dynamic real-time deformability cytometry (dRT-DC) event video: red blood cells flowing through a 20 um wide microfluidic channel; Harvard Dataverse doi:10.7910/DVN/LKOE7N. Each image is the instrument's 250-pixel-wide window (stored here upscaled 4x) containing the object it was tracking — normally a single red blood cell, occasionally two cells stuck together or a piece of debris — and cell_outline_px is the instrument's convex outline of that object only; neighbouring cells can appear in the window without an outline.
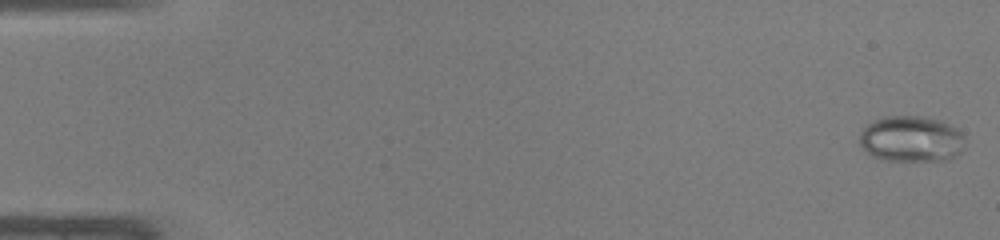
{"species": "common noctule bat (a hibernating species)", "species_latin": "Nyctalus noctula", "temperature_condition": "warm", "stored_images_in_passage": 48, "camera_frame_rate_fps": 3000, "um_per_image_px": 0.085, "animal": {"sex": "male", "body_mass_g": 19.0, "forearm_length_mm": 50.8}, "frame": {"image": 1, "passage_image": 1, "time_ms": 0.0, "image_size_px": [1000, 240], "cell_outline_px": [[964, 144], [960, 152], [944, 160], [888, 160], [876, 156], [868, 152], [860, 144], [860, 132], [868, 124], [884, 116], [920, 116], [940, 120], [956, 128], [964, 136]], "centroid_in_image_um": [77.47, 11.79], "position_along_channel_um": 7.5, "area_um2": 27.74}}
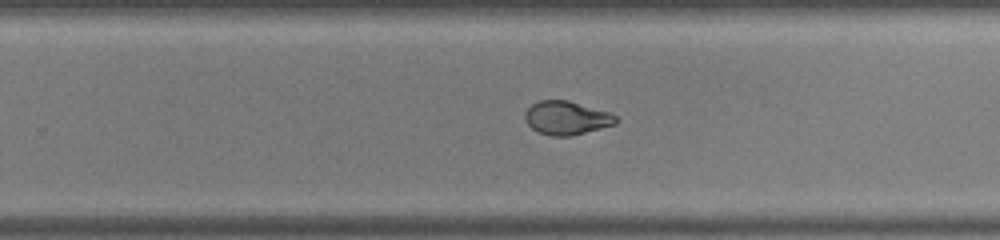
{"frame": {"image": 2, "passage_image": 31, "time_ms": 10.0, "image_size_px": [1000, 240], "cell_outline_px": [[616, 124], [572, 136], [552, 136], [536, 132], [524, 120], [524, 112], [532, 104], [540, 100], [568, 100], [612, 112], [616, 116]], "centroid_in_image_um": [48.15, 10.02], "position_along_channel_um": 281.6, "area_um2": 18.03}}
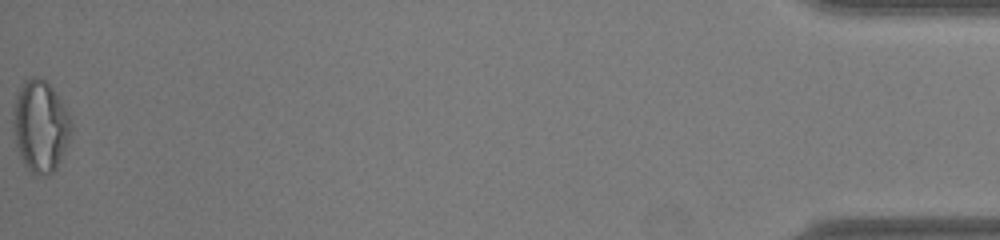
{"frame": {"image": 3, "passage_image": 48, "time_ms": 15.667, "image_size_px": [1000, 240], "cell_outline_px": [[72, 128], [68, 140], [56, 168], [52, 172], [36, 176], [28, 168], [20, 156], [16, 144], [12, 120], [16, 96], [24, 80], [32, 76], [36, 76], [44, 80], [52, 88], [60, 100], [72, 124]], "centroid_in_image_um": [3.41, 10.71], "position_along_channel_um": 431.8, "area_um2": 30.29}, "authors_computed_cell_mechanics": {"area_um2": 21.7039, "velocity_mm_per_s": 4.3012, "shape_relaxation_time_tau1_ms": 8.0002, "shape_relaxation_time_tau2_ms": 0.8518, "deformation_change_tau1": 0.2415, "deformation_change_tau2": 0.0551}}